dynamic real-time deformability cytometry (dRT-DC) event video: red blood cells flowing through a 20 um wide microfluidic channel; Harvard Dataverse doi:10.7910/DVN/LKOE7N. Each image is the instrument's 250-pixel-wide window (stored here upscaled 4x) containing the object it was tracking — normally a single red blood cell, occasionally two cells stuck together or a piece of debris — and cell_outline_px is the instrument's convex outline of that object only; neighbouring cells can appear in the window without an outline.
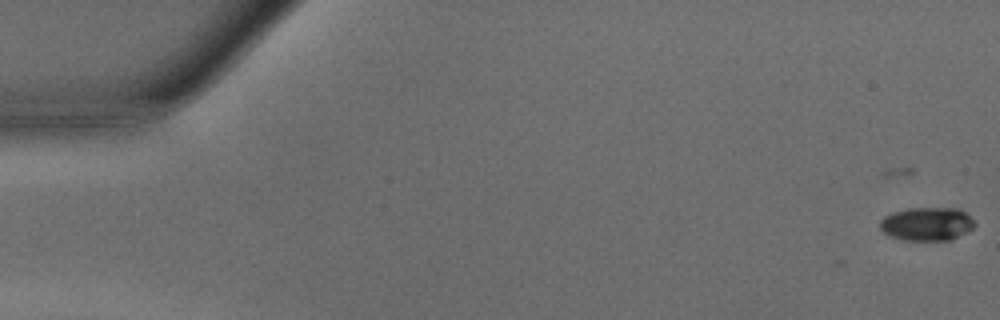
{"species": "common noctule bat (a hibernating species)", "species_latin": "Nyctalus noctula", "temperature_condition": "warm", "stored_images_in_passage": 8, "camera_frame_rate_fps": 3000, "um_per_image_px": 0.085, "animal": {"sex": "male", "body_mass_g": 15.6}, "frame": {"image": 1, "passage_image": 3, "time_ms": 0.667, "image_size_px": [1000, 320], "cell_outline_px": [[976, 224], [972, 228], [952, 240], [904, 240], [892, 236], [884, 232], [880, 228], [880, 220], [884, 216], [892, 212], [908, 208], [960, 208]], "centroid_in_image_um": [78.77, 19.02], "position_along_channel_um": 6.2, "area_um2": 18.32}}